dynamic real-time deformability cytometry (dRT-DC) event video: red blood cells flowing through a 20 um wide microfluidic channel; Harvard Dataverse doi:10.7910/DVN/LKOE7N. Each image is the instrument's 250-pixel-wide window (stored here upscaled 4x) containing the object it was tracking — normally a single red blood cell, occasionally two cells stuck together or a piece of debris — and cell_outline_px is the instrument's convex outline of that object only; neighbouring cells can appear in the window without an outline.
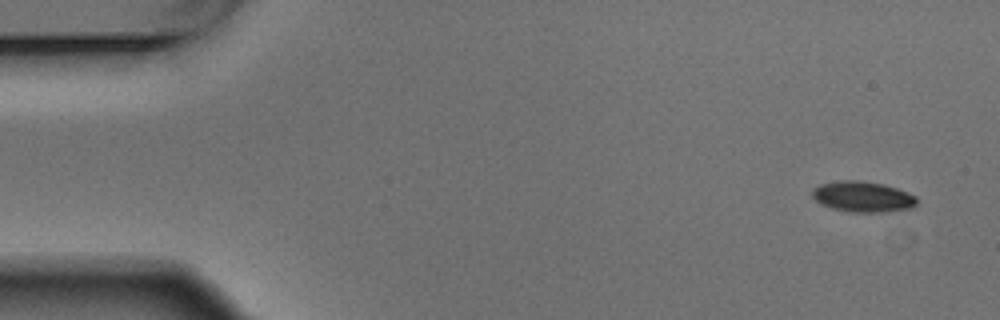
{"species": "Egyptian fruit bat (a non-hibernating species)", "species_latin": "Rousettus aegyptiacus", "temperature_condition": "warm", "stored_images_in_passage": 7, "camera_frame_rate_fps": 3000, "um_per_image_px": 0.085, "animal": {"sex": "male"}, "frame": {"image": 1, "passage_image": 1, "time_ms": 0.0, "image_size_px": [1000, 320], "cell_outline_px": [[916, 204], [912, 208], [888, 212], [852, 212], [832, 208], [820, 204], [812, 196], [812, 188], [820, 184], [840, 180], [860, 180], [884, 184], [908, 192], [916, 196]], "centroid_in_image_um": [73.33, 16.71], "position_along_channel_um": 11.7, "area_um2": 18.84}}
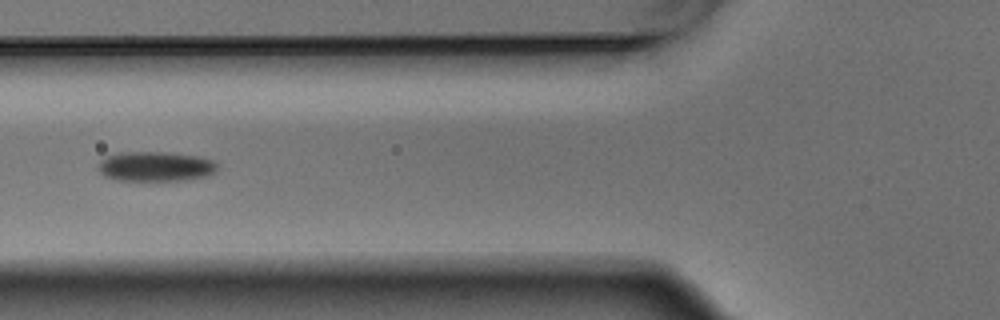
{"frame": {"image": 2, "passage_image": 6, "time_ms": 1.667, "image_size_px": [1000, 320], "cell_outline_px": [[216, 168], [208, 176], [184, 180], [116, 180], [104, 176], [96, 168], [100, 160], [108, 156], [120, 152], [164, 152], [200, 156], [216, 160]], "centroid_in_image_um": [13.2, 14.14], "position_along_channel_um": 112.6, "area_um2": 20.75}}
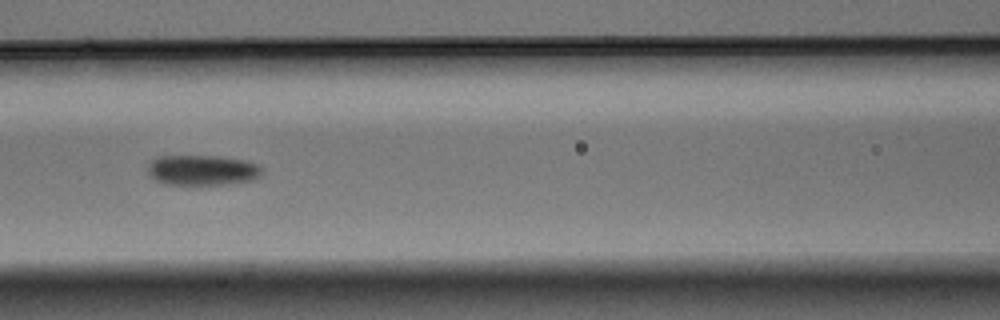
{"frame": {"image": 3, "passage_image": 7, "time_ms": 2.0, "image_size_px": [1000, 320], "cell_outline_px": [[260, 176], [252, 180], [224, 184], [164, 184], [148, 176], [148, 164], [152, 160], [160, 156], [216, 156], [244, 160], [256, 164], [260, 168]], "centroid_in_image_um": [17.14, 14.46], "position_along_channel_um": 149.5, "area_um2": 19.94}}